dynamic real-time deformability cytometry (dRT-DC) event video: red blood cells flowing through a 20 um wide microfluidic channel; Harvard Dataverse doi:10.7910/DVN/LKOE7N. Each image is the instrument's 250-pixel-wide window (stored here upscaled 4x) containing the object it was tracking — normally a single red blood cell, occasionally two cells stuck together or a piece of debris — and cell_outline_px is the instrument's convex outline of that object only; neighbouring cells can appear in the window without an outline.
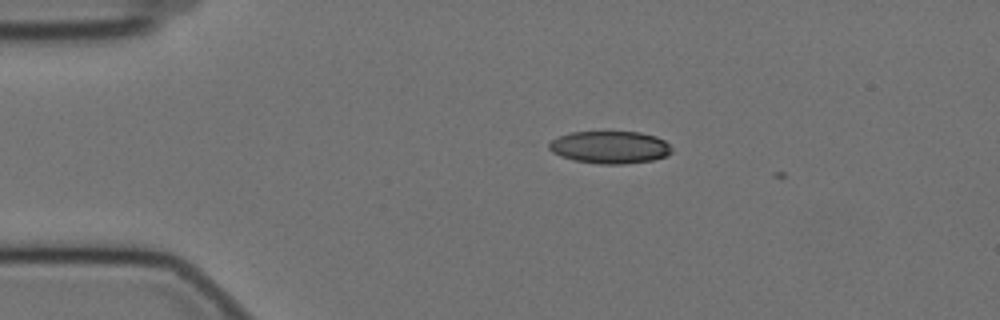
{"species": "Egyptian fruit bat (a non-hibernating species)", "species_latin": "Rousettus aegyptiacus", "temperature_condition": "cold", "stored_images_in_passage": 2, "camera_frame_rate_fps": 3000, "um_per_image_px": 0.085, "animal": {"sex": "female"}, "frame": {"image": 1, "passage_image": 1, "time_ms": 0.0, "image_size_px": [1000, 320], "cell_outline_px": [[672, 152], [668, 156], [652, 160], [624, 164], [600, 164], [576, 160], [560, 156], [552, 152], [548, 148], [548, 144], [556, 136], [572, 132], [640, 132], [656, 136], [664, 140], [672, 148]], "centroid_in_image_um": [51.85, 12.51], "position_along_channel_um": 33.2, "area_um2": 23.29}}